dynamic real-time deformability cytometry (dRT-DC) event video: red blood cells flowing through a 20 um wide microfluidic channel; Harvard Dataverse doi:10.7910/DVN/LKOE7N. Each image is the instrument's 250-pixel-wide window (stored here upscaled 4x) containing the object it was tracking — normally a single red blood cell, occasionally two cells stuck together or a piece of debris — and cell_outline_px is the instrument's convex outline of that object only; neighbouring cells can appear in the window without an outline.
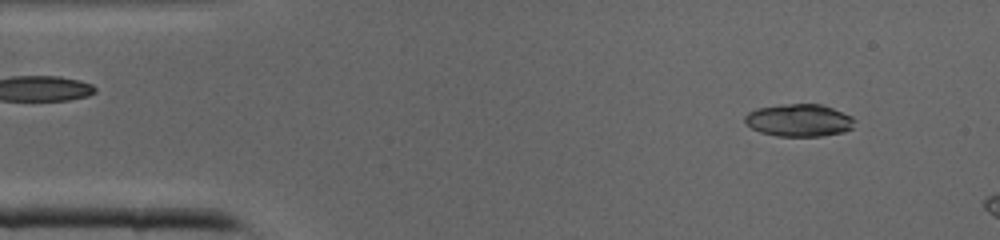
{"species": "common noctule bat (a hibernating species)", "species_latin": "Nyctalus noctula", "temperature_condition": "cold", "stored_images_in_passage": 7, "camera_frame_rate_fps": 3000, "um_per_image_px": 0.085, "animal": {"sex": "male", "body_mass_g": 19.0, "forearm_length_mm": 50.8}, "frame": {"image": 1, "passage_image": 3, "time_ms": 0.667, "image_size_px": [1000, 240], "cell_outline_px": [[856, 120], [852, 128], [844, 132], [824, 136], [776, 136], [760, 132], [752, 128], [744, 120], [744, 116], [748, 112], [756, 108], [780, 104], [824, 104], [852, 116]], "centroid_in_image_um": [67.94, 10.22], "position_along_channel_um": 17.1, "area_um2": 21.04}}